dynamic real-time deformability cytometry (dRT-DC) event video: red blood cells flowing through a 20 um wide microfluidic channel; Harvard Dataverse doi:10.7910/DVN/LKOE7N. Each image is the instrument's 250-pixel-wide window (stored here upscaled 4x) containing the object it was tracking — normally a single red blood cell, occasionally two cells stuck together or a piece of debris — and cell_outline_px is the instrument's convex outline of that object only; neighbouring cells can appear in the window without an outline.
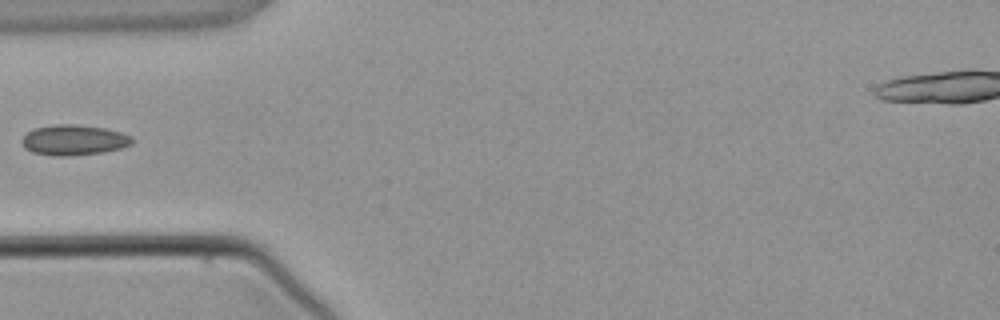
{"species": "common noctule bat (a hibernating species)", "species_latin": "Nyctalus noctula", "temperature_condition": "warm", "stored_images_in_passage": 1, "camera_frame_rate_fps": 3000, "um_per_image_px": 0.085, "animal": {"sex": "male", "body_mass_g": 21.5, "forearm_length_mm": 52.0}, "frame": {"image": 1, "passage_image": 1, "time_ms": 0.0, "image_size_px": [1000, 320], "cell_outline_px": [[136, 140], [132, 144], [120, 148], [104, 152], [68, 156], [52, 156], [32, 152], [24, 148], [20, 140], [28, 132], [36, 128], [56, 124], [72, 124], [104, 128], [120, 132], [132, 136]], "centroid_in_image_um": [6.28, 11.91], "position_along_channel_um": 78.7, "area_um2": 19.59}}